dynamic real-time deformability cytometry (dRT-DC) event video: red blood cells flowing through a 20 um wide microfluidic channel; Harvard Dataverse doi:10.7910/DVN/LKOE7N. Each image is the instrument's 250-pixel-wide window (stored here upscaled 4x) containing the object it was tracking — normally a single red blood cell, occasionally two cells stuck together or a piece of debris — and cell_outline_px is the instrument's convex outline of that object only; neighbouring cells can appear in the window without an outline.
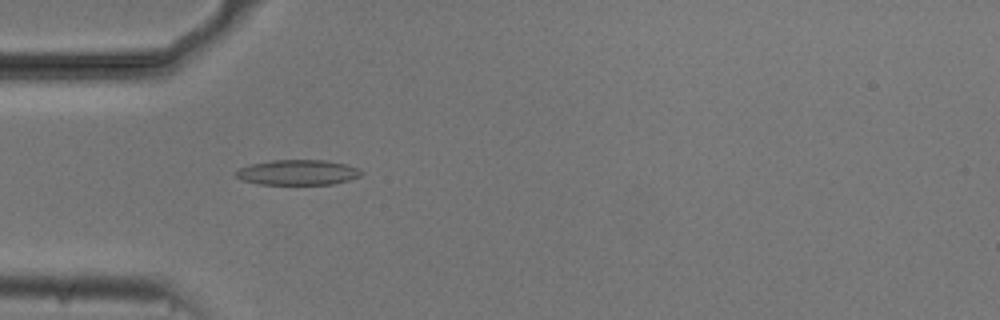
{"species": "common noctule bat (a hibernating species)", "species_latin": "Nyctalus noctula", "temperature_condition": "cold", "stored_images_in_passage": 54, "camera_frame_rate_fps": 3000, "um_per_image_px": 0.085, "animal": {"sex": "male", "body_mass_g": 20.5, "forearm_length_mm": 52.5}, "frame": {"image": 1, "passage_image": 16, "time_ms": 5.0, "image_size_px": [1000, 320], "cell_outline_px": [[364, 172], [360, 176], [348, 180], [332, 184], [256, 184], [240, 180], [232, 172], [240, 168], [252, 164], [272, 160], [324, 160], [344, 164], [360, 168]], "centroid_in_image_um": [25.28, 14.66], "position_along_channel_um": 59.7, "area_um2": 18.5}}
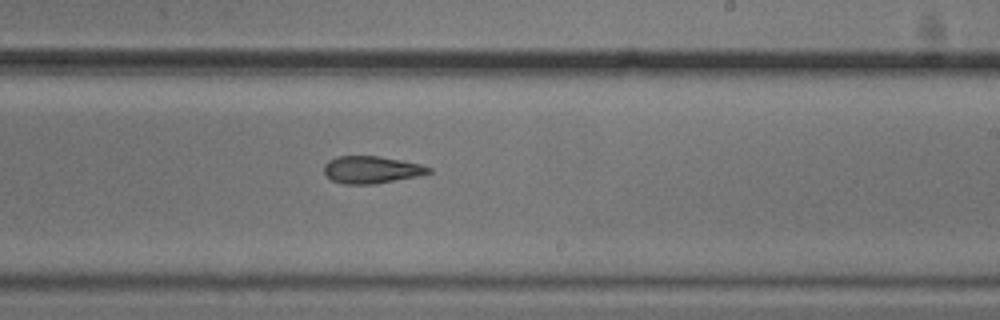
{"frame": {"image": 2, "passage_image": 32, "time_ms": 10.333, "image_size_px": [1000, 320], "cell_outline_px": [[432, 172], [416, 176], [376, 184], [344, 184], [332, 180], [324, 172], [324, 164], [328, 160], [336, 156], [376, 156], [400, 160], [420, 164], [432, 168]], "centroid_in_image_um": [31.55, 14.42], "position_along_channel_um": 257.4, "area_um2": 16.53}}
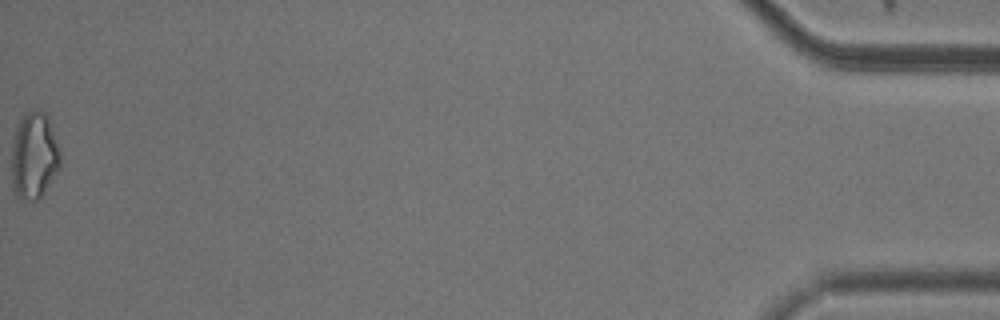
{"frame": {"image": 3, "passage_image": 54, "time_ms": 17.667, "image_size_px": [1000, 320], "cell_outline_px": [[60, 168], [44, 192], [32, 204], [16, 196], [12, 180], [12, 148], [16, 132], [20, 120], [32, 108], [36, 108], [44, 112], [48, 116], [60, 152]], "centroid_in_image_um": [2.91, 13.26], "position_along_channel_um": 432.3, "area_um2": 24.57}, "authors_computed_cell_mechanics": {"area_um2": 17.8024, "velocity_mm_per_s": 3.7446, "shape_relaxation_time_tau1_ms": 11.1622, "shape_relaxation_time_tau2_ms": 2.2425, "deformation_change_tau1": 0.2455, "deformation_change_tau2": 0.0797}}